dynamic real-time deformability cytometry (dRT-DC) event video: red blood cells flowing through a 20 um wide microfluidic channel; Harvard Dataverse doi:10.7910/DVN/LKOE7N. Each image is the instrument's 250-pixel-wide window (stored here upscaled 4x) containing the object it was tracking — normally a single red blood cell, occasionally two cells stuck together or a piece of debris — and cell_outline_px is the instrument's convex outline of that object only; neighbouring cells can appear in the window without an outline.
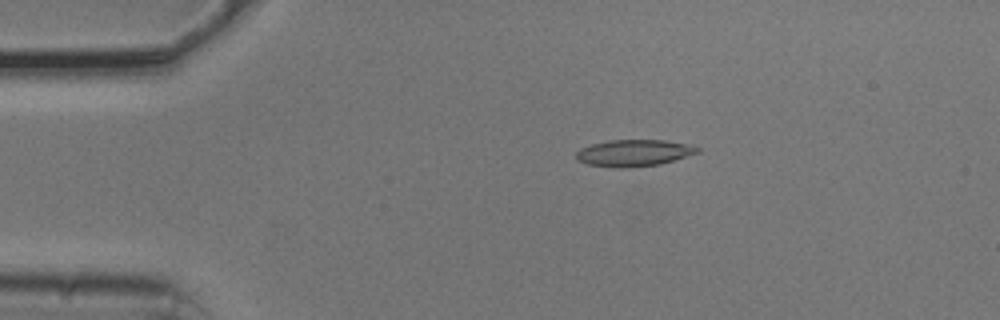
{"species": "common noctule bat (a hibernating species)", "species_latin": "Nyctalus noctula", "temperature_condition": "cold", "stored_images_in_passage": 10, "camera_frame_rate_fps": 3000, "um_per_image_px": 0.085, "animal": {"sex": "male", "body_mass_g": 20.5, "forearm_length_mm": 52.5}, "frame": {"image": 1, "passage_image": 1, "time_ms": 0.0, "image_size_px": [1000, 320], "cell_outline_px": [[700, 152], [660, 164], [628, 168], [612, 168], [588, 164], [576, 160], [576, 152], [580, 148], [592, 144], [608, 140], [664, 140], [688, 144], [700, 148]], "centroid_in_image_um": [53.85, 13.01], "position_along_channel_um": 31.1, "area_um2": 18.96}}
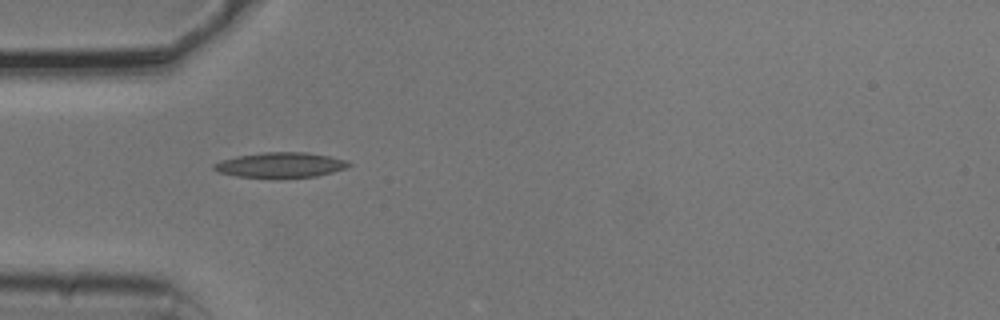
{"frame": {"image": 2, "passage_image": 7, "time_ms": 2.0, "image_size_px": [1000, 320], "cell_outline_px": [[352, 164], [344, 168], [332, 172], [316, 176], [276, 180], [236, 176], [220, 172], [212, 168], [212, 164], [220, 160], [236, 156], [264, 152], [308, 152], [328, 156], [344, 160]], "centroid_in_image_um": [23.78, 14.05], "position_along_channel_um": 61.2, "area_um2": 20.29}}